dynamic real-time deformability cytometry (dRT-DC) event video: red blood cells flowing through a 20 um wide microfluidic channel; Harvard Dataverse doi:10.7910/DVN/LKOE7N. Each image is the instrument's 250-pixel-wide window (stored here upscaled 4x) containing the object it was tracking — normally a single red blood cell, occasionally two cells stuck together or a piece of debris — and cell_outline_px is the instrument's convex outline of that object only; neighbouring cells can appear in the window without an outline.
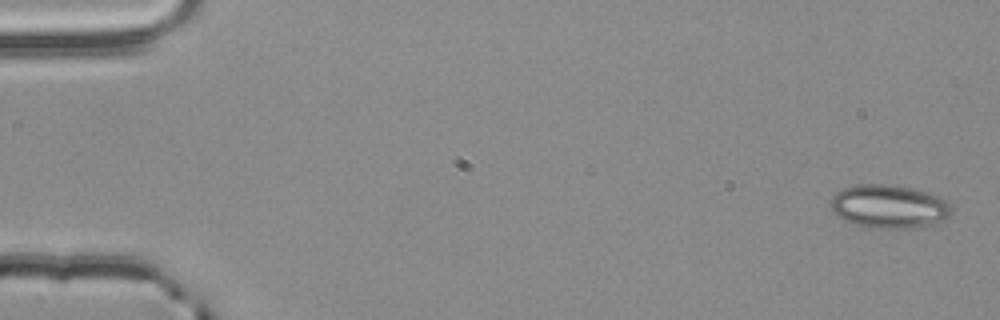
{"species": "common noctule bat (a hibernating species)", "species_latin": "Nyctalus noctula", "temperature_condition": "room temperature", "stored_images_in_passage": 4, "camera_frame_rate_fps": 3000, "um_per_image_px": 0.085, "animal": {"sex": "male", "body_mass_g": 20.4}, "frame": {"image": 1, "passage_image": 1, "time_ms": 0.0, "image_size_px": [1000, 320], "cell_outline_px": [[952, 212], [948, 216], [940, 220], [920, 228], [872, 228], [856, 224], [836, 216], [832, 208], [832, 196], [836, 192], [844, 188], [860, 184], [888, 184], [908, 188], [924, 192], [936, 196], [944, 200], [952, 208]], "centroid_in_image_um": [75.53, 17.56], "position_along_channel_um": 9.5, "area_um2": 30.06}}
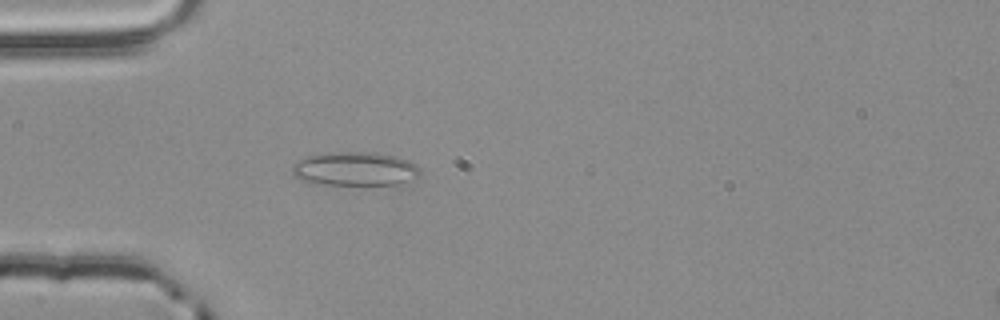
{"frame": {"image": 2, "passage_image": 4, "time_ms": 1.0, "image_size_px": [1000, 320], "cell_outline_px": [[420, 172], [416, 176], [400, 184], [320, 184], [304, 180], [296, 176], [292, 172], [292, 164], [300, 160], [312, 156], [328, 152], [368, 152], [396, 156], [408, 160], [416, 164]], "centroid_in_image_um": [30.18, 14.34], "position_along_channel_um": 54.8, "area_um2": 24.68}}